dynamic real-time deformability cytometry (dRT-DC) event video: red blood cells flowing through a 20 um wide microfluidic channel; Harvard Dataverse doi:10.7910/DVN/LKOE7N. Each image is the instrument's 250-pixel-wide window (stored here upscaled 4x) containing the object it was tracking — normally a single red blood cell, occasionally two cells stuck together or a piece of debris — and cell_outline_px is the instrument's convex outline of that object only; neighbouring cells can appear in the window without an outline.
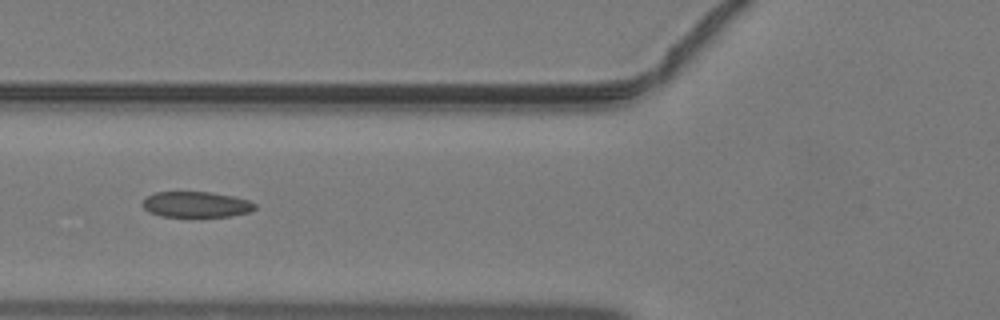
{"species": "common noctule bat (a hibernating species)", "species_latin": "Nyctalus noctula", "temperature_condition": "warm", "stored_images_in_passage": 14, "camera_frame_rate_fps": 3000, "um_per_image_px": 0.085, "animal": {"sex": "male", "body_mass_g": 19.2, "forearm_length_mm": 51.8}, "frame": {"image": 1, "passage_image": 7, "time_ms": 2.0, "image_size_px": [1000, 320], "cell_outline_px": [[256, 208], [248, 212], [228, 216], [192, 220], [160, 216], [148, 212], [140, 204], [148, 196], [156, 192], [212, 192], [232, 196], [248, 200], [256, 204]], "centroid_in_image_um": [16.63, 17.43], "position_along_channel_um": 109.2, "area_um2": 17.69}}
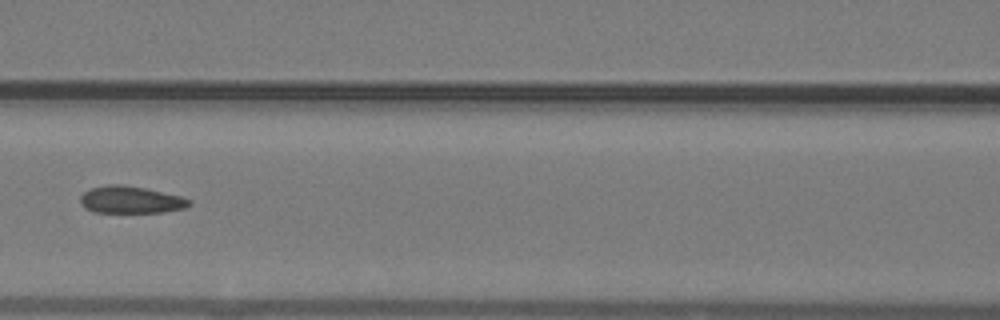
{"frame": {"image": 2, "passage_image": 10, "time_ms": 3.0, "image_size_px": [1000, 320], "cell_outline_px": [[192, 204], [184, 208], [164, 212], [92, 212], [84, 208], [80, 200], [80, 196], [84, 192], [92, 188], [108, 184], [124, 184], [144, 188], [180, 196], [192, 200]], "centroid_in_image_um": [11.1, 16.98], "position_along_channel_um": 155.5, "area_um2": 17.22}}
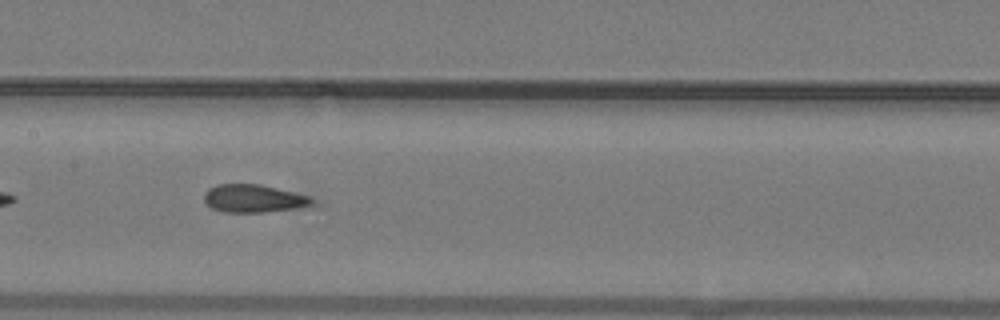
{"frame": {"image": 3, "passage_image": 12, "time_ms": 3.667, "image_size_px": [1000, 320], "cell_outline_px": [[312, 204], [292, 208], [264, 212], [224, 212], [212, 208], [204, 200], [204, 192], [208, 188], [216, 184], [260, 184], [308, 196], [312, 200]], "centroid_in_image_um": [21.46, 16.86], "position_along_channel_um": 185.9, "area_um2": 17.17}}